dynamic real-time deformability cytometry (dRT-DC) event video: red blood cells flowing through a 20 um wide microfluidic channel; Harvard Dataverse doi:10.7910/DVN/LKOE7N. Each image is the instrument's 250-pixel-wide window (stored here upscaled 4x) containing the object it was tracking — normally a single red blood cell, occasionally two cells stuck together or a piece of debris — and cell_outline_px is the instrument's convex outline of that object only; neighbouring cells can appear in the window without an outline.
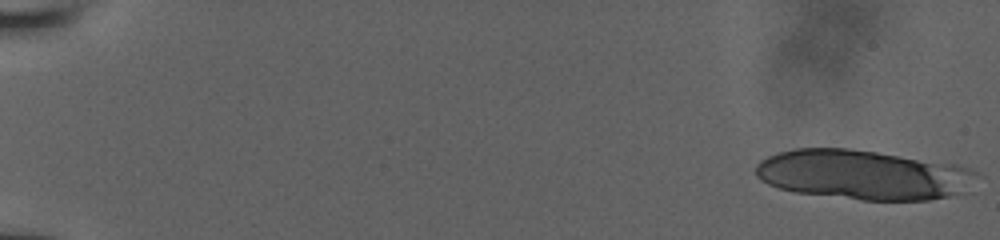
{"species": "human", "species_latin": "Homo sapiens", "temperature_condition": "room temperature", "stored_images_in_passage": 29, "camera_frame_rate_fps": 3000, "um_per_image_px": 0.085, "donor": {"sex": "male"}, "frame": {"image": 1, "passage_image": 1, "time_ms": 0.0, "image_size_px": [1000, 240], "cell_outline_px": [[984, 176], [968, 192], [928, 200], [860, 200], [796, 192], [780, 188], [768, 184], [760, 180], [756, 176], [756, 164], [760, 160], [768, 156], [780, 152], [796, 148], [848, 148], [876, 152], [956, 164], [968, 168]], "centroid_in_image_um": [73.45, 14.86], "position_along_channel_um": 11.5, "area_um2": 64.5}}
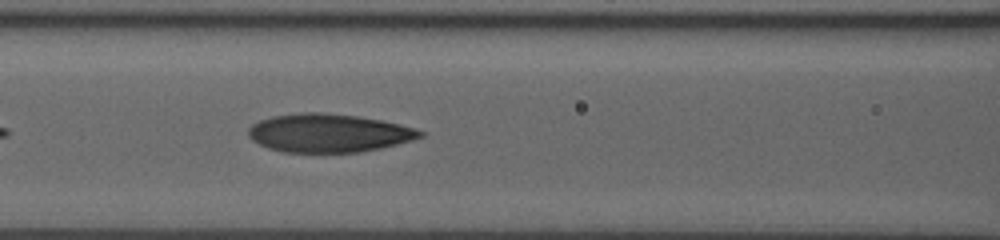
{"frame": {"image": 2, "passage_image": 26, "time_ms": 8.333, "image_size_px": [1000, 240], "cell_outline_px": [[424, 136], [412, 140], [380, 148], [360, 152], [284, 152], [268, 148], [252, 140], [248, 136], [248, 128], [252, 124], [260, 120], [272, 116], [300, 112], [324, 112], [356, 116], [380, 120], [400, 124], [416, 128], [424, 132]], "centroid_in_image_um": [27.92, 11.3], "position_along_channel_um": 138.7, "area_um2": 38.44}}
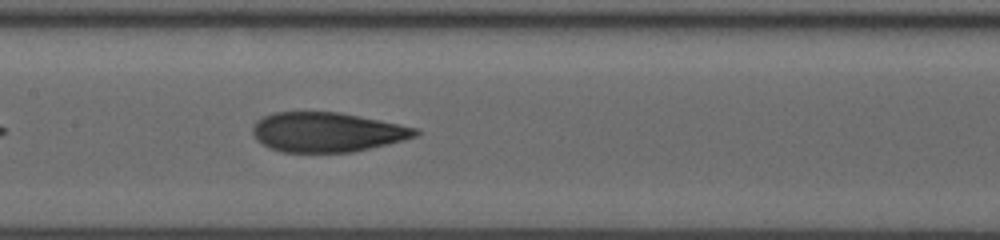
{"frame": {"image": 3, "passage_image": 29, "time_ms": 9.333, "image_size_px": [1000, 240], "cell_outline_px": [[420, 132], [416, 136], [404, 140], [388, 144], [352, 152], [284, 152], [268, 148], [256, 140], [252, 132], [252, 124], [256, 120], [264, 116], [276, 112], [340, 112], [416, 128]], "centroid_in_image_um": [27.74, 11.23], "position_along_channel_um": 179.7, "area_um2": 37.51}}